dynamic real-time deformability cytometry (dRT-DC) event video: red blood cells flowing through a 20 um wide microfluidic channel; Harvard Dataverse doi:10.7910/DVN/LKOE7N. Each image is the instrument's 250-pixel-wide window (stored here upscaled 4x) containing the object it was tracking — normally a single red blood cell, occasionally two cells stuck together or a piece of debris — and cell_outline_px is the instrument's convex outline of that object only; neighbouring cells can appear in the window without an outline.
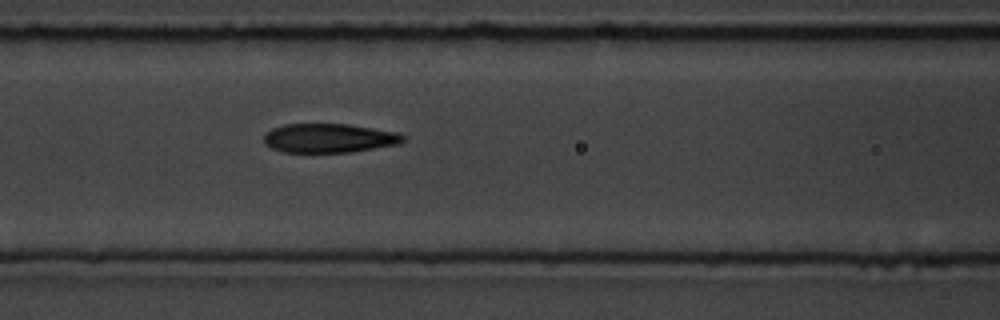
{"species": "common noctule bat (a hibernating species)", "species_latin": "Nyctalus noctula", "temperature_condition": "room temperature", "stored_images_in_passage": 7, "camera_frame_rate_fps": 3000, "um_per_image_px": 0.085, "animal": {"sex": "male", "body_mass_g": 19.5, "forearm_length_mm": 54.6}, "frame": {"image": 1, "passage_image": 7, "time_ms": 8.0, "image_size_px": [1000, 320], "cell_outline_px": [[408, 140], [400, 144], [352, 152], [284, 152], [272, 148], [264, 144], [264, 132], [272, 128], [284, 124], [348, 124], [400, 132]], "centroid_in_image_um": [28.01, 11.74], "position_along_channel_um": 138.6, "area_um2": 23.93}}